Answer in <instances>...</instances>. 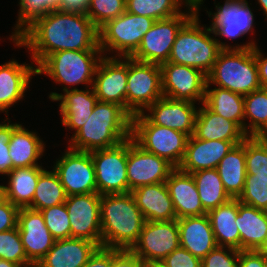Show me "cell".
Masks as SVG:
<instances>
[{
	"label": "cell",
	"instance_id": "obj_1",
	"mask_svg": "<svg viewBox=\"0 0 267 267\" xmlns=\"http://www.w3.org/2000/svg\"><path fill=\"white\" fill-rule=\"evenodd\" d=\"M13 42L31 51L36 68L64 50H101L99 29L85 13L53 10L37 18Z\"/></svg>",
	"mask_w": 267,
	"mask_h": 267
},
{
	"label": "cell",
	"instance_id": "obj_2",
	"mask_svg": "<svg viewBox=\"0 0 267 267\" xmlns=\"http://www.w3.org/2000/svg\"><path fill=\"white\" fill-rule=\"evenodd\" d=\"M132 117L114 103L98 101L83 127L74 133L69 148L93 152L114 147L131 137Z\"/></svg>",
	"mask_w": 267,
	"mask_h": 267
},
{
	"label": "cell",
	"instance_id": "obj_3",
	"mask_svg": "<svg viewBox=\"0 0 267 267\" xmlns=\"http://www.w3.org/2000/svg\"><path fill=\"white\" fill-rule=\"evenodd\" d=\"M101 247L130 250L137 242L144 216L131 192L101 196Z\"/></svg>",
	"mask_w": 267,
	"mask_h": 267
},
{
	"label": "cell",
	"instance_id": "obj_4",
	"mask_svg": "<svg viewBox=\"0 0 267 267\" xmlns=\"http://www.w3.org/2000/svg\"><path fill=\"white\" fill-rule=\"evenodd\" d=\"M198 16L195 13L177 33L168 62L191 66L208 75L222 49L247 50L257 46L255 41L233 47L218 41L210 36L212 32L207 27L199 24Z\"/></svg>",
	"mask_w": 267,
	"mask_h": 267
},
{
	"label": "cell",
	"instance_id": "obj_5",
	"mask_svg": "<svg viewBox=\"0 0 267 267\" xmlns=\"http://www.w3.org/2000/svg\"><path fill=\"white\" fill-rule=\"evenodd\" d=\"M210 84L243 96L261 89L254 48L222 49L207 75L206 85Z\"/></svg>",
	"mask_w": 267,
	"mask_h": 267
},
{
	"label": "cell",
	"instance_id": "obj_6",
	"mask_svg": "<svg viewBox=\"0 0 267 267\" xmlns=\"http://www.w3.org/2000/svg\"><path fill=\"white\" fill-rule=\"evenodd\" d=\"M103 57L101 50L55 52L36 68V75L46 74L58 84L73 86L83 83L92 86L97 66Z\"/></svg>",
	"mask_w": 267,
	"mask_h": 267
},
{
	"label": "cell",
	"instance_id": "obj_7",
	"mask_svg": "<svg viewBox=\"0 0 267 267\" xmlns=\"http://www.w3.org/2000/svg\"><path fill=\"white\" fill-rule=\"evenodd\" d=\"M131 137L144 150L165 159L174 168L181 164L189 139L180 131L153 124L144 112L132 116Z\"/></svg>",
	"mask_w": 267,
	"mask_h": 267
},
{
	"label": "cell",
	"instance_id": "obj_8",
	"mask_svg": "<svg viewBox=\"0 0 267 267\" xmlns=\"http://www.w3.org/2000/svg\"><path fill=\"white\" fill-rule=\"evenodd\" d=\"M154 22L150 17L127 11L108 21L99 29V47L102 53L116 50L117 55L112 57H131Z\"/></svg>",
	"mask_w": 267,
	"mask_h": 267
},
{
	"label": "cell",
	"instance_id": "obj_9",
	"mask_svg": "<svg viewBox=\"0 0 267 267\" xmlns=\"http://www.w3.org/2000/svg\"><path fill=\"white\" fill-rule=\"evenodd\" d=\"M163 96L160 65L127 57L126 112L131 117L143 113Z\"/></svg>",
	"mask_w": 267,
	"mask_h": 267
},
{
	"label": "cell",
	"instance_id": "obj_10",
	"mask_svg": "<svg viewBox=\"0 0 267 267\" xmlns=\"http://www.w3.org/2000/svg\"><path fill=\"white\" fill-rule=\"evenodd\" d=\"M187 13H181L166 19L156 20L145 33L139 48L131 56L140 62L161 65L168 62L173 43L182 26L196 13L194 5H188Z\"/></svg>",
	"mask_w": 267,
	"mask_h": 267
},
{
	"label": "cell",
	"instance_id": "obj_11",
	"mask_svg": "<svg viewBox=\"0 0 267 267\" xmlns=\"http://www.w3.org/2000/svg\"><path fill=\"white\" fill-rule=\"evenodd\" d=\"M90 153L98 194L102 196L130 192L127 180L128 139L114 147Z\"/></svg>",
	"mask_w": 267,
	"mask_h": 267
},
{
	"label": "cell",
	"instance_id": "obj_12",
	"mask_svg": "<svg viewBox=\"0 0 267 267\" xmlns=\"http://www.w3.org/2000/svg\"><path fill=\"white\" fill-rule=\"evenodd\" d=\"M67 196L97 193L95 168L90 152L68 147L53 167Z\"/></svg>",
	"mask_w": 267,
	"mask_h": 267
},
{
	"label": "cell",
	"instance_id": "obj_13",
	"mask_svg": "<svg viewBox=\"0 0 267 267\" xmlns=\"http://www.w3.org/2000/svg\"><path fill=\"white\" fill-rule=\"evenodd\" d=\"M180 247L177 219L145 221L137 242L130 249L144 262H161Z\"/></svg>",
	"mask_w": 267,
	"mask_h": 267
},
{
	"label": "cell",
	"instance_id": "obj_14",
	"mask_svg": "<svg viewBox=\"0 0 267 267\" xmlns=\"http://www.w3.org/2000/svg\"><path fill=\"white\" fill-rule=\"evenodd\" d=\"M162 71V92L165 97L203 103L207 75L201 70L185 65L165 62Z\"/></svg>",
	"mask_w": 267,
	"mask_h": 267
},
{
	"label": "cell",
	"instance_id": "obj_15",
	"mask_svg": "<svg viewBox=\"0 0 267 267\" xmlns=\"http://www.w3.org/2000/svg\"><path fill=\"white\" fill-rule=\"evenodd\" d=\"M100 201L101 195L98 193L66 197L71 238L90 240L101 247Z\"/></svg>",
	"mask_w": 267,
	"mask_h": 267
},
{
	"label": "cell",
	"instance_id": "obj_16",
	"mask_svg": "<svg viewBox=\"0 0 267 267\" xmlns=\"http://www.w3.org/2000/svg\"><path fill=\"white\" fill-rule=\"evenodd\" d=\"M174 167L165 159L140 147L128 138L127 180L130 192L134 189L165 182Z\"/></svg>",
	"mask_w": 267,
	"mask_h": 267
},
{
	"label": "cell",
	"instance_id": "obj_17",
	"mask_svg": "<svg viewBox=\"0 0 267 267\" xmlns=\"http://www.w3.org/2000/svg\"><path fill=\"white\" fill-rule=\"evenodd\" d=\"M92 88L98 101L120 105L126 111L127 57H103Z\"/></svg>",
	"mask_w": 267,
	"mask_h": 267
},
{
	"label": "cell",
	"instance_id": "obj_18",
	"mask_svg": "<svg viewBox=\"0 0 267 267\" xmlns=\"http://www.w3.org/2000/svg\"><path fill=\"white\" fill-rule=\"evenodd\" d=\"M17 227L27 259L36 266L53 247L55 239L45 225L40 211L20 208Z\"/></svg>",
	"mask_w": 267,
	"mask_h": 267
},
{
	"label": "cell",
	"instance_id": "obj_19",
	"mask_svg": "<svg viewBox=\"0 0 267 267\" xmlns=\"http://www.w3.org/2000/svg\"><path fill=\"white\" fill-rule=\"evenodd\" d=\"M216 12H208L212 24L208 29L214 35L228 39L237 38L252 31L254 15L246 0H226L223 5H215Z\"/></svg>",
	"mask_w": 267,
	"mask_h": 267
},
{
	"label": "cell",
	"instance_id": "obj_20",
	"mask_svg": "<svg viewBox=\"0 0 267 267\" xmlns=\"http://www.w3.org/2000/svg\"><path fill=\"white\" fill-rule=\"evenodd\" d=\"M195 103L163 96L150 105L145 116L155 125L180 131L189 137L194 133L197 108Z\"/></svg>",
	"mask_w": 267,
	"mask_h": 267
},
{
	"label": "cell",
	"instance_id": "obj_21",
	"mask_svg": "<svg viewBox=\"0 0 267 267\" xmlns=\"http://www.w3.org/2000/svg\"><path fill=\"white\" fill-rule=\"evenodd\" d=\"M63 87L64 94L52 92L49 98L52 101H61L59 108L62 118V124L75 133L79 131L86 120L91 116L93 109L98 102L93 88L79 90L78 88Z\"/></svg>",
	"mask_w": 267,
	"mask_h": 267
},
{
	"label": "cell",
	"instance_id": "obj_22",
	"mask_svg": "<svg viewBox=\"0 0 267 267\" xmlns=\"http://www.w3.org/2000/svg\"><path fill=\"white\" fill-rule=\"evenodd\" d=\"M234 146L230 141L201 140L192 135L188 139L184 158L178 168L186 173L215 169Z\"/></svg>",
	"mask_w": 267,
	"mask_h": 267
},
{
	"label": "cell",
	"instance_id": "obj_23",
	"mask_svg": "<svg viewBox=\"0 0 267 267\" xmlns=\"http://www.w3.org/2000/svg\"><path fill=\"white\" fill-rule=\"evenodd\" d=\"M177 219L202 216L204 210L191 173L174 168L165 181Z\"/></svg>",
	"mask_w": 267,
	"mask_h": 267
},
{
	"label": "cell",
	"instance_id": "obj_24",
	"mask_svg": "<svg viewBox=\"0 0 267 267\" xmlns=\"http://www.w3.org/2000/svg\"><path fill=\"white\" fill-rule=\"evenodd\" d=\"M99 246L82 238L55 240L35 267H83Z\"/></svg>",
	"mask_w": 267,
	"mask_h": 267
},
{
	"label": "cell",
	"instance_id": "obj_25",
	"mask_svg": "<svg viewBox=\"0 0 267 267\" xmlns=\"http://www.w3.org/2000/svg\"><path fill=\"white\" fill-rule=\"evenodd\" d=\"M180 247L203 259L218 245L207 214L177 219Z\"/></svg>",
	"mask_w": 267,
	"mask_h": 267
},
{
	"label": "cell",
	"instance_id": "obj_26",
	"mask_svg": "<svg viewBox=\"0 0 267 267\" xmlns=\"http://www.w3.org/2000/svg\"><path fill=\"white\" fill-rule=\"evenodd\" d=\"M131 193L145 221L177 219L165 182L141 186L131 191Z\"/></svg>",
	"mask_w": 267,
	"mask_h": 267
},
{
	"label": "cell",
	"instance_id": "obj_27",
	"mask_svg": "<svg viewBox=\"0 0 267 267\" xmlns=\"http://www.w3.org/2000/svg\"><path fill=\"white\" fill-rule=\"evenodd\" d=\"M34 67L14 59L0 65V112L7 114L8 108L24 97L32 75L36 74Z\"/></svg>",
	"mask_w": 267,
	"mask_h": 267
},
{
	"label": "cell",
	"instance_id": "obj_28",
	"mask_svg": "<svg viewBox=\"0 0 267 267\" xmlns=\"http://www.w3.org/2000/svg\"><path fill=\"white\" fill-rule=\"evenodd\" d=\"M197 111L193 136L201 140H224L238 145L247 137L233 121L215 114L203 103Z\"/></svg>",
	"mask_w": 267,
	"mask_h": 267
},
{
	"label": "cell",
	"instance_id": "obj_29",
	"mask_svg": "<svg viewBox=\"0 0 267 267\" xmlns=\"http://www.w3.org/2000/svg\"><path fill=\"white\" fill-rule=\"evenodd\" d=\"M235 223L240 234V250L258 251L267 237V211L238 200Z\"/></svg>",
	"mask_w": 267,
	"mask_h": 267
},
{
	"label": "cell",
	"instance_id": "obj_30",
	"mask_svg": "<svg viewBox=\"0 0 267 267\" xmlns=\"http://www.w3.org/2000/svg\"><path fill=\"white\" fill-rule=\"evenodd\" d=\"M237 214V198H232L228 202L207 212L218 246L240 250V234L235 223Z\"/></svg>",
	"mask_w": 267,
	"mask_h": 267
},
{
	"label": "cell",
	"instance_id": "obj_31",
	"mask_svg": "<svg viewBox=\"0 0 267 267\" xmlns=\"http://www.w3.org/2000/svg\"><path fill=\"white\" fill-rule=\"evenodd\" d=\"M44 148L45 145L39 136L20 124L13 131L9 142L12 169L40 166L37 160L43 155Z\"/></svg>",
	"mask_w": 267,
	"mask_h": 267
},
{
	"label": "cell",
	"instance_id": "obj_32",
	"mask_svg": "<svg viewBox=\"0 0 267 267\" xmlns=\"http://www.w3.org/2000/svg\"><path fill=\"white\" fill-rule=\"evenodd\" d=\"M42 166L15 168L7 175L10 179L5 186L6 199L16 207L29 208L37 187Z\"/></svg>",
	"mask_w": 267,
	"mask_h": 267
},
{
	"label": "cell",
	"instance_id": "obj_33",
	"mask_svg": "<svg viewBox=\"0 0 267 267\" xmlns=\"http://www.w3.org/2000/svg\"><path fill=\"white\" fill-rule=\"evenodd\" d=\"M206 85L203 104L215 114L235 122L245 133L244 96L228 89Z\"/></svg>",
	"mask_w": 267,
	"mask_h": 267
},
{
	"label": "cell",
	"instance_id": "obj_34",
	"mask_svg": "<svg viewBox=\"0 0 267 267\" xmlns=\"http://www.w3.org/2000/svg\"><path fill=\"white\" fill-rule=\"evenodd\" d=\"M216 169L225 191L231 198H238L246 180L245 139L225 155Z\"/></svg>",
	"mask_w": 267,
	"mask_h": 267
},
{
	"label": "cell",
	"instance_id": "obj_35",
	"mask_svg": "<svg viewBox=\"0 0 267 267\" xmlns=\"http://www.w3.org/2000/svg\"><path fill=\"white\" fill-rule=\"evenodd\" d=\"M191 174L197 186L201 204L206 212L232 199L225 191L216 168L200 170Z\"/></svg>",
	"mask_w": 267,
	"mask_h": 267
},
{
	"label": "cell",
	"instance_id": "obj_36",
	"mask_svg": "<svg viewBox=\"0 0 267 267\" xmlns=\"http://www.w3.org/2000/svg\"><path fill=\"white\" fill-rule=\"evenodd\" d=\"M248 118L245 135L267 137V88L244 95V119Z\"/></svg>",
	"mask_w": 267,
	"mask_h": 267
},
{
	"label": "cell",
	"instance_id": "obj_37",
	"mask_svg": "<svg viewBox=\"0 0 267 267\" xmlns=\"http://www.w3.org/2000/svg\"><path fill=\"white\" fill-rule=\"evenodd\" d=\"M66 193L57 173L44 170L37 183V187L29 208L43 210L47 207L60 205L66 201Z\"/></svg>",
	"mask_w": 267,
	"mask_h": 267
},
{
	"label": "cell",
	"instance_id": "obj_38",
	"mask_svg": "<svg viewBox=\"0 0 267 267\" xmlns=\"http://www.w3.org/2000/svg\"><path fill=\"white\" fill-rule=\"evenodd\" d=\"M182 1L188 7L186 0H126V11L147 16L156 21L181 14L179 9L184 3Z\"/></svg>",
	"mask_w": 267,
	"mask_h": 267
},
{
	"label": "cell",
	"instance_id": "obj_39",
	"mask_svg": "<svg viewBox=\"0 0 267 267\" xmlns=\"http://www.w3.org/2000/svg\"><path fill=\"white\" fill-rule=\"evenodd\" d=\"M19 5V17L15 32L10 36L11 40H15L37 18L53 10H58L60 0H19Z\"/></svg>",
	"mask_w": 267,
	"mask_h": 267
},
{
	"label": "cell",
	"instance_id": "obj_40",
	"mask_svg": "<svg viewBox=\"0 0 267 267\" xmlns=\"http://www.w3.org/2000/svg\"><path fill=\"white\" fill-rule=\"evenodd\" d=\"M237 199L243 204L267 211V171L246 175L243 191Z\"/></svg>",
	"mask_w": 267,
	"mask_h": 267
},
{
	"label": "cell",
	"instance_id": "obj_41",
	"mask_svg": "<svg viewBox=\"0 0 267 267\" xmlns=\"http://www.w3.org/2000/svg\"><path fill=\"white\" fill-rule=\"evenodd\" d=\"M0 258L22 267H35L27 259L18 227L0 232Z\"/></svg>",
	"mask_w": 267,
	"mask_h": 267
},
{
	"label": "cell",
	"instance_id": "obj_42",
	"mask_svg": "<svg viewBox=\"0 0 267 267\" xmlns=\"http://www.w3.org/2000/svg\"><path fill=\"white\" fill-rule=\"evenodd\" d=\"M246 175L267 171V137L247 136L245 138Z\"/></svg>",
	"mask_w": 267,
	"mask_h": 267
},
{
	"label": "cell",
	"instance_id": "obj_43",
	"mask_svg": "<svg viewBox=\"0 0 267 267\" xmlns=\"http://www.w3.org/2000/svg\"><path fill=\"white\" fill-rule=\"evenodd\" d=\"M126 11V0H91L86 15L100 29Z\"/></svg>",
	"mask_w": 267,
	"mask_h": 267
},
{
	"label": "cell",
	"instance_id": "obj_44",
	"mask_svg": "<svg viewBox=\"0 0 267 267\" xmlns=\"http://www.w3.org/2000/svg\"><path fill=\"white\" fill-rule=\"evenodd\" d=\"M44 222L55 240L71 238L69 215L65 203L40 210Z\"/></svg>",
	"mask_w": 267,
	"mask_h": 267
},
{
	"label": "cell",
	"instance_id": "obj_45",
	"mask_svg": "<svg viewBox=\"0 0 267 267\" xmlns=\"http://www.w3.org/2000/svg\"><path fill=\"white\" fill-rule=\"evenodd\" d=\"M201 267H239V250L217 246L201 259Z\"/></svg>",
	"mask_w": 267,
	"mask_h": 267
},
{
	"label": "cell",
	"instance_id": "obj_46",
	"mask_svg": "<svg viewBox=\"0 0 267 267\" xmlns=\"http://www.w3.org/2000/svg\"><path fill=\"white\" fill-rule=\"evenodd\" d=\"M0 122V174L8 175L12 170V161L9 154V142L13 131L20 125L19 123L10 124V120Z\"/></svg>",
	"mask_w": 267,
	"mask_h": 267
},
{
	"label": "cell",
	"instance_id": "obj_47",
	"mask_svg": "<svg viewBox=\"0 0 267 267\" xmlns=\"http://www.w3.org/2000/svg\"><path fill=\"white\" fill-rule=\"evenodd\" d=\"M160 263L164 267H201V259L182 247L172 251Z\"/></svg>",
	"mask_w": 267,
	"mask_h": 267
},
{
	"label": "cell",
	"instance_id": "obj_48",
	"mask_svg": "<svg viewBox=\"0 0 267 267\" xmlns=\"http://www.w3.org/2000/svg\"><path fill=\"white\" fill-rule=\"evenodd\" d=\"M19 208L9 200L0 203V232L17 227Z\"/></svg>",
	"mask_w": 267,
	"mask_h": 267
},
{
	"label": "cell",
	"instance_id": "obj_49",
	"mask_svg": "<svg viewBox=\"0 0 267 267\" xmlns=\"http://www.w3.org/2000/svg\"><path fill=\"white\" fill-rule=\"evenodd\" d=\"M144 261L128 249H113L110 267H143Z\"/></svg>",
	"mask_w": 267,
	"mask_h": 267
},
{
	"label": "cell",
	"instance_id": "obj_50",
	"mask_svg": "<svg viewBox=\"0 0 267 267\" xmlns=\"http://www.w3.org/2000/svg\"><path fill=\"white\" fill-rule=\"evenodd\" d=\"M239 267H267V258L259 251L239 250Z\"/></svg>",
	"mask_w": 267,
	"mask_h": 267
},
{
	"label": "cell",
	"instance_id": "obj_51",
	"mask_svg": "<svg viewBox=\"0 0 267 267\" xmlns=\"http://www.w3.org/2000/svg\"><path fill=\"white\" fill-rule=\"evenodd\" d=\"M113 249L99 247L83 267H110Z\"/></svg>",
	"mask_w": 267,
	"mask_h": 267
},
{
	"label": "cell",
	"instance_id": "obj_52",
	"mask_svg": "<svg viewBox=\"0 0 267 267\" xmlns=\"http://www.w3.org/2000/svg\"><path fill=\"white\" fill-rule=\"evenodd\" d=\"M91 0H60L58 10L62 12L85 13Z\"/></svg>",
	"mask_w": 267,
	"mask_h": 267
},
{
	"label": "cell",
	"instance_id": "obj_53",
	"mask_svg": "<svg viewBox=\"0 0 267 267\" xmlns=\"http://www.w3.org/2000/svg\"><path fill=\"white\" fill-rule=\"evenodd\" d=\"M258 46L254 47V55L258 67L259 81L262 88H267V57L260 52Z\"/></svg>",
	"mask_w": 267,
	"mask_h": 267
},
{
	"label": "cell",
	"instance_id": "obj_54",
	"mask_svg": "<svg viewBox=\"0 0 267 267\" xmlns=\"http://www.w3.org/2000/svg\"><path fill=\"white\" fill-rule=\"evenodd\" d=\"M0 267H22V266L0 258Z\"/></svg>",
	"mask_w": 267,
	"mask_h": 267
},
{
	"label": "cell",
	"instance_id": "obj_55",
	"mask_svg": "<svg viewBox=\"0 0 267 267\" xmlns=\"http://www.w3.org/2000/svg\"><path fill=\"white\" fill-rule=\"evenodd\" d=\"M186 2L189 4V5H194L196 7V13L199 12V7L201 4H203V0H186Z\"/></svg>",
	"mask_w": 267,
	"mask_h": 267
},
{
	"label": "cell",
	"instance_id": "obj_56",
	"mask_svg": "<svg viewBox=\"0 0 267 267\" xmlns=\"http://www.w3.org/2000/svg\"><path fill=\"white\" fill-rule=\"evenodd\" d=\"M267 19V0H257Z\"/></svg>",
	"mask_w": 267,
	"mask_h": 267
},
{
	"label": "cell",
	"instance_id": "obj_57",
	"mask_svg": "<svg viewBox=\"0 0 267 267\" xmlns=\"http://www.w3.org/2000/svg\"><path fill=\"white\" fill-rule=\"evenodd\" d=\"M4 200H6L5 186L0 185V203H2Z\"/></svg>",
	"mask_w": 267,
	"mask_h": 267
},
{
	"label": "cell",
	"instance_id": "obj_58",
	"mask_svg": "<svg viewBox=\"0 0 267 267\" xmlns=\"http://www.w3.org/2000/svg\"><path fill=\"white\" fill-rule=\"evenodd\" d=\"M143 267H164L159 262H144Z\"/></svg>",
	"mask_w": 267,
	"mask_h": 267
},
{
	"label": "cell",
	"instance_id": "obj_59",
	"mask_svg": "<svg viewBox=\"0 0 267 267\" xmlns=\"http://www.w3.org/2000/svg\"><path fill=\"white\" fill-rule=\"evenodd\" d=\"M258 251L261 252L267 258V237L265 239V242Z\"/></svg>",
	"mask_w": 267,
	"mask_h": 267
}]
</instances>
